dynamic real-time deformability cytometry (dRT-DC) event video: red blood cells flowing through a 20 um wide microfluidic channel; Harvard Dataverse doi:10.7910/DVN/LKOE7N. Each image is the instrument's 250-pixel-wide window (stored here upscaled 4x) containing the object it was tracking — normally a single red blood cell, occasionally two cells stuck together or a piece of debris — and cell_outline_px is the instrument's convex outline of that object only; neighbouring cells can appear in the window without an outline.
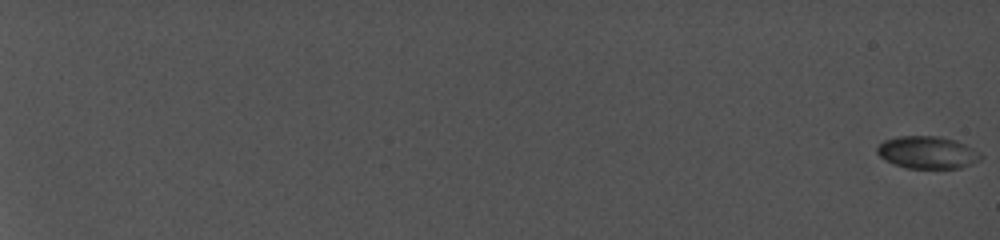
{"species": "common noctule bat (a hibernating species)", "species_latin": "Nyctalus noctula", "temperature_condition": "cold", "stored_images_in_passage": 11, "camera_frame_rate_fps": 5000, "um_per_image_px": 0.085, "animal": {"sex": "female", "body_mass_g": 19.0, "forearm_length_mm": 56.7}, "frame": {"image": 1, "passage_image": 1, "time_ms": 0.0, "image_size_px": [1000, 240], "cell_outline_px": [[984, 156], [980, 160], [972, 164], [960, 168], [908, 168], [884, 160], [876, 152], [876, 148], [884, 140], [900, 136], [936, 136], [956, 140], [980, 152]], "centroid_in_image_um": [78.85, 12.96], "position_along_channel_um": 6.2, "area_um2": 19.54}}
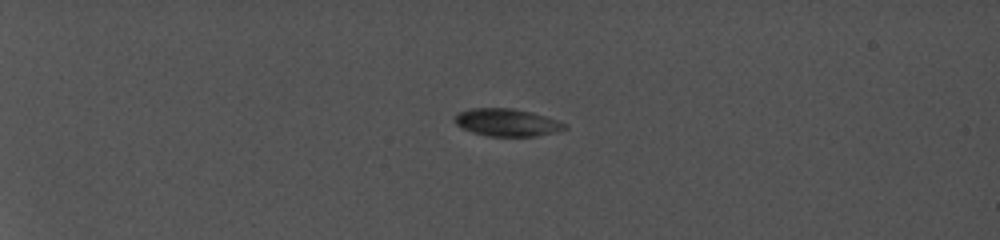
{"frame": {"image": 2, "passage_image": 7, "time_ms": 6.4, "image_size_px": [1000, 240], "cell_outline_px": [[568, 128], [556, 132], [536, 136], [488, 136], [472, 132], [456, 124], [452, 120], [456, 112], [472, 108], [512, 108], [532, 112], [568, 124]], "centroid_in_image_um": [43.07, 10.4], "position_along_channel_um": 41.9, "area_um2": 17.74}}
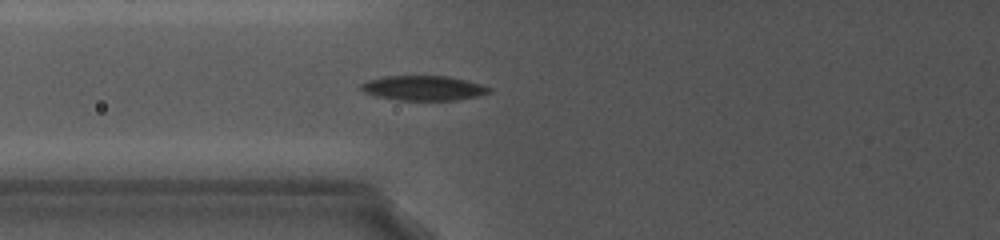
{"frame": {"image": 3, "passage_image": 11, "time_ms": 10.2, "image_size_px": [1000, 240], "cell_outline_px": [[492, 92], [476, 96], [456, 100], [396, 100], [376, 96], [364, 92], [360, 88], [360, 84], [368, 80], [384, 76], [448, 76], [480, 84], [492, 88]], "centroid_in_image_um": [35.97, 7.49], "position_along_channel_um": 89.8, "area_um2": 18.44}}